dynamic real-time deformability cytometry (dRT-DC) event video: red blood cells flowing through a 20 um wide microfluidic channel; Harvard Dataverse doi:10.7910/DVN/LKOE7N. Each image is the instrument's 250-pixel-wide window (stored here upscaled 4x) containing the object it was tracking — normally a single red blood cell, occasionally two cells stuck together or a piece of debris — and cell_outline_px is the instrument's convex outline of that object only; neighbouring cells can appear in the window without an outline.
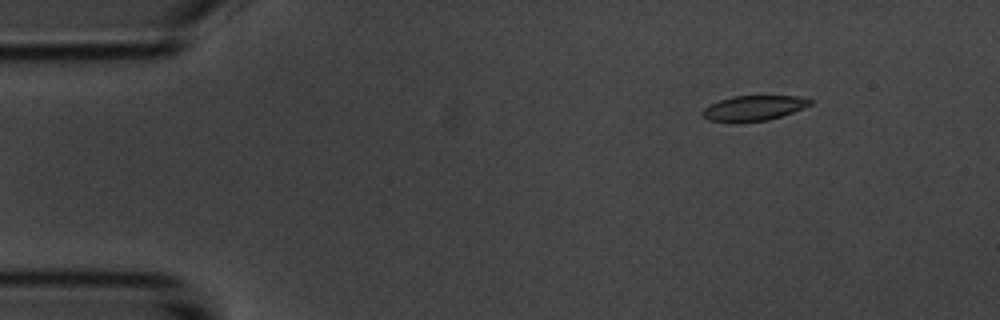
{"species": "common noctule bat (a hibernating species)", "species_latin": "Nyctalus noctula", "temperature_condition": "room temperature", "stored_images_in_passage": 5, "camera_frame_rate_fps": 3000, "um_per_image_px": 0.085, "animal": {"sex": "male", "body_mass_g": 20.1, "forearm_length_mm": 53.5}, "frame": {"image": 1, "passage_image": 2, "time_ms": 2.0, "image_size_px": [1000, 320], "cell_outline_px": [[812, 104], [804, 108], [768, 120], [736, 124], [708, 120], [700, 112], [708, 104], [732, 96], [796, 96], [812, 100]], "centroid_in_image_um": [64.0, 9.21], "position_along_channel_um": 21.0, "area_um2": 16.07}}
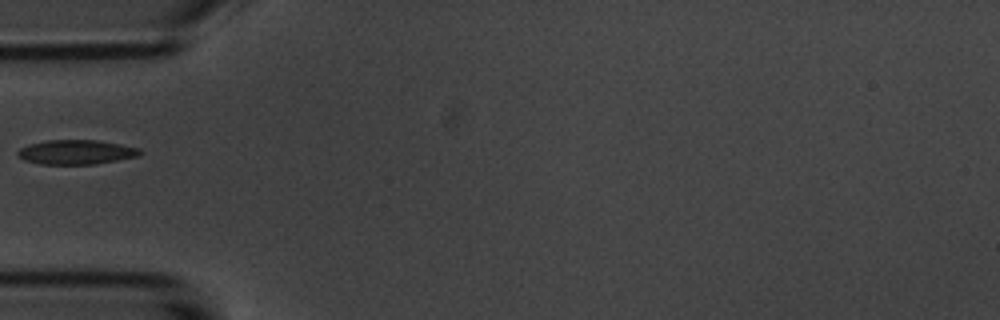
{"frame": {"image": 2, "passage_image": 5, "time_ms": 5.667, "image_size_px": [1000, 320], "cell_outline_px": [[144, 152], [136, 156], [96, 164], [40, 164], [24, 160], [16, 152], [20, 148], [28, 144], [44, 140], [96, 140], [120, 144], [140, 148]], "centroid_in_image_um": [6.46, 12.92], "position_along_channel_um": 78.5, "area_um2": 17.4}}